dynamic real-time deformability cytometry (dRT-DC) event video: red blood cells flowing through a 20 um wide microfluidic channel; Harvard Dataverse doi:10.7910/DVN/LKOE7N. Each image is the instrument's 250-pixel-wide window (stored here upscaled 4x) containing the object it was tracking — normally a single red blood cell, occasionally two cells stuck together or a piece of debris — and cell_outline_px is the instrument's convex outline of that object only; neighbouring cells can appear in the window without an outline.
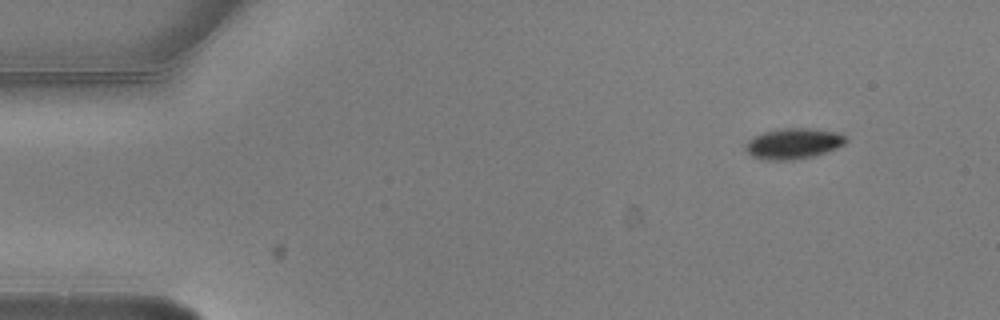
{"species": "common noctule bat (a hibernating species)", "species_latin": "Nyctalus noctula", "temperature_condition": "warm", "stored_images_in_passage": 4, "segment_of_instrument_passage": [2, 2], "camera_frame_rate_fps": 3000, "um_per_image_px": 0.085, "animal": {"sex": "male", "body_mass_g": 20.5, "forearm_length_mm": 52.5}, "frame": {"image": 1, "passage_image": 4, "time_ms": 1.0, "image_size_px": [1000, 320], "cell_outline_px": [[848, 140], [844, 144], [836, 148], [812, 156], [792, 160], [760, 160], [752, 156], [744, 148], [744, 144], [752, 136], [764, 132], [780, 128], [816, 128], [836, 132], [844, 136]], "centroid_in_image_um": [67.39, 12.19], "position_along_channel_um": 17.6, "area_um2": 18.09}}